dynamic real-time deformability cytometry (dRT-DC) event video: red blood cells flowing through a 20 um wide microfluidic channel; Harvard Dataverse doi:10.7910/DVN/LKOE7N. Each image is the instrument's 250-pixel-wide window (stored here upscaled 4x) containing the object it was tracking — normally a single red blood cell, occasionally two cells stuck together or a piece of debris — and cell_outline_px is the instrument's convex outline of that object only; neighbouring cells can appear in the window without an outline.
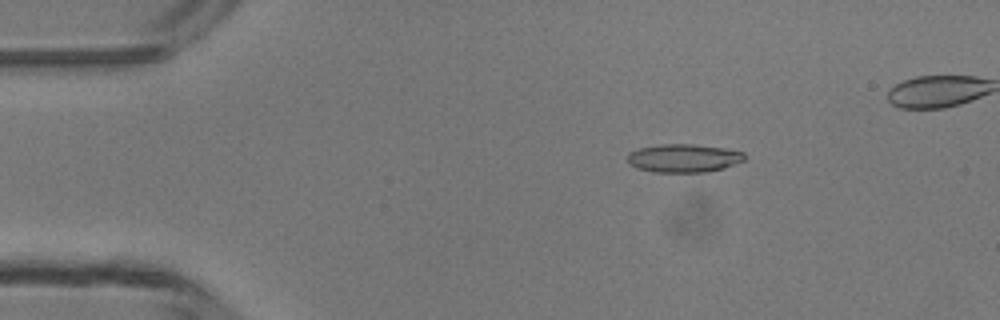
{"species": "common noctule bat (a hibernating species)", "species_latin": "Nyctalus noctula", "temperature_condition": "room temperature", "stored_images_in_passage": 5, "camera_frame_rate_fps": 3000, "um_per_image_px": 0.085, "animal": {"sex": "male", "body_mass_g": 13.3}, "frame": {"image": 1, "passage_image": 3, "time_ms": 2.333, "image_size_px": [1000, 320], "cell_outline_px": [[748, 156], [744, 160], [724, 168], [708, 172], [652, 172], [636, 168], [628, 164], [628, 152], [640, 148], [660, 144], [692, 144], [724, 148], [744, 152]], "centroid_in_image_um": [58.11, 13.45], "position_along_channel_um": 26.9, "area_um2": 19.48}}